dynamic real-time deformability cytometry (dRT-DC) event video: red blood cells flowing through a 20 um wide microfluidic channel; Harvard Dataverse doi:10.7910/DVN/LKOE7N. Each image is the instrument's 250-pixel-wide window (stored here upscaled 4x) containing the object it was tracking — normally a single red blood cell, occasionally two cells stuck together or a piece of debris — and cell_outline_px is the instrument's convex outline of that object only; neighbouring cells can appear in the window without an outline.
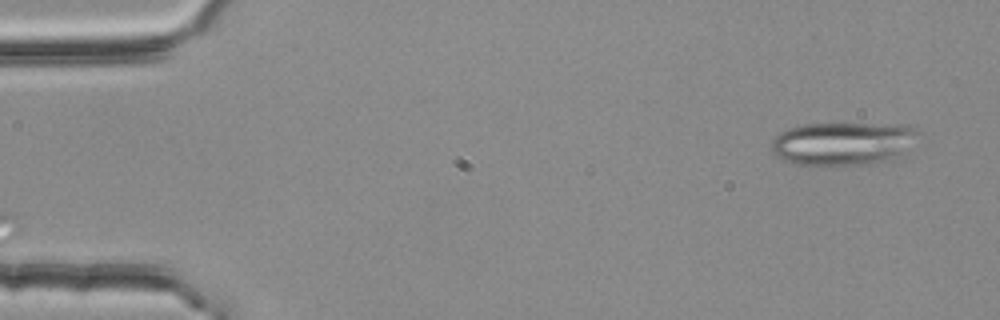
{"species": "common noctule bat (a hibernating species)", "species_latin": "Nyctalus noctula", "temperature_condition": "room temperature", "stored_images_in_passage": 3, "camera_frame_rate_fps": 3000, "um_per_image_px": 0.085, "animal": {"sex": "female", "body_mass_g": 25.1}, "frame": {"image": 1, "passage_image": 1, "time_ms": 0.0, "image_size_px": [1000, 320], "cell_outline_px": [[920, 132], [904, 156], [896, 164], [800, 164], [776, 156], [772, 152], [772, 140], [780, 132], [788, 128], [800, 124], [908, 124], [916, 128]], "centroid_in_image_um": [71.81, 12.2], "position_along_channel_um": 13.2, "area_um2": 37.74}}